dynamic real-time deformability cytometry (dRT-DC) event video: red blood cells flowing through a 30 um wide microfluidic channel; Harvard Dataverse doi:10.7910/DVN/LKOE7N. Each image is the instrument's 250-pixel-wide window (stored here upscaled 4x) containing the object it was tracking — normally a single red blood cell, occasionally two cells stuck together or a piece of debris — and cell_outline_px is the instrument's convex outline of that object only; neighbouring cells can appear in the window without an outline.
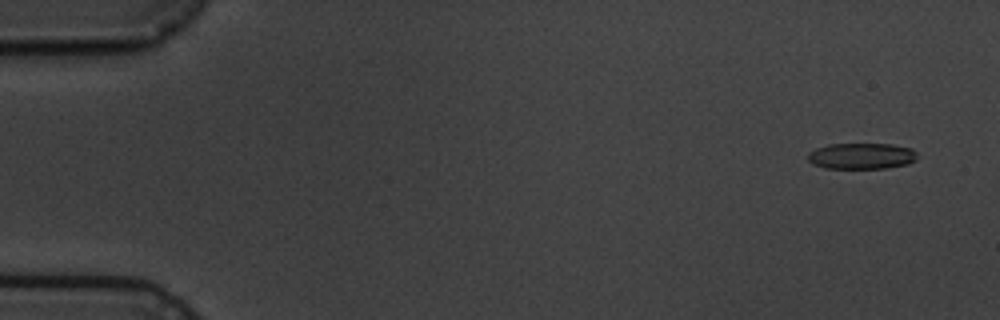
{"species": "common noctule bat (a hibernating species)", "species_latin": "Nyctalus noctula", "temperature_condition": "cold", "stored_images_in_passage": 5, "camera_frame_rate_fps": 3000, "um_per_image_px": 0.085, "animal": {"sex": "male", "body_mass_g": 19.5, "forearm_length_mm": 54.6}, "frame": {"image": 1, "passage_image": 1, "time_ms": 0.0, "image_size_px": [1000, 320], "cell_outline_px": [[916, 160], [908, 164], [884, 168], [824, 168], [812, 164], [808, 160], [808, 152], [816, 148], [828, 144], [892, 144], [912, 148], [916, 152]], "centroid_in_image_um": [73.22, 13.26], "position_along_channel_um": 11.8, "area_um2": 16.7}}
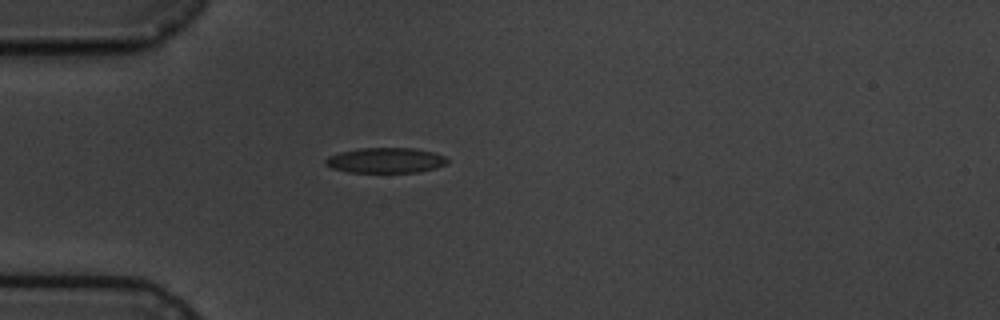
{"frame": {"image": 2, "passage_image": 5, "time_ms": 4.333, "image_size_px": [1000, 320], "cell_outline_px": [[448, 164], [436, 168], [420, 172], [348, 172], [332, 168], [324, 164], [324, 160], [328, 156], [340, 152], [360, 148], [412, 148], [432, 152], [444, 156], [448, 160]], "centroid_in_image_um": [32.77, 13.63], "position_along_channel_um": 52.2, "area_um2": 17.98}}